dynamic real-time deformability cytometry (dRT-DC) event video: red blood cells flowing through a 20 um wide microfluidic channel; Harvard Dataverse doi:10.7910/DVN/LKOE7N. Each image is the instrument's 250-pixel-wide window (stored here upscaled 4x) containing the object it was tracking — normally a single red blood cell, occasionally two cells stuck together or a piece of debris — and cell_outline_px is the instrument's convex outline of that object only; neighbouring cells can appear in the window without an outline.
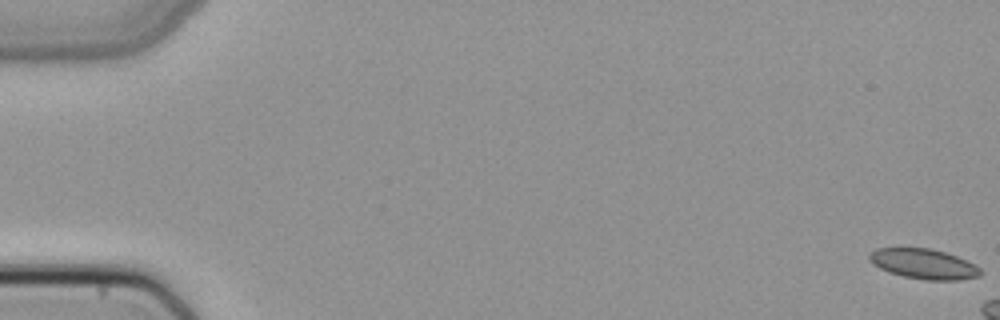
{"species": "common noctule bat (a hibernating species)", "species_latin": "Nyctalus noctula", "temperature_condition": "cold", "stored_images_in_passage": 9, "camera_frame_rate_fps": 3000, "um_per_image_px": 0.085, "animal": {"sex": "female", "body_mass_g": 22.7, "forearm_length_mm": 54.2}, "frame": {"image": 1, "passage_image": 1, "time_ms": 0.0, "image_size_px": [1000, 320], "cell_outline_px": [[984, 272], [980, 276], [960, 280], [924, 280], [904, 276], [888, 272], [872, 264], [868, 260], [868, 252], [876, 248], [932, 248], [956, 256], [980, 268]], "centroid_in_image_um": [78.48, 22.43], "position_along_channel_um": 6.5, "area_um2": 19.59}}